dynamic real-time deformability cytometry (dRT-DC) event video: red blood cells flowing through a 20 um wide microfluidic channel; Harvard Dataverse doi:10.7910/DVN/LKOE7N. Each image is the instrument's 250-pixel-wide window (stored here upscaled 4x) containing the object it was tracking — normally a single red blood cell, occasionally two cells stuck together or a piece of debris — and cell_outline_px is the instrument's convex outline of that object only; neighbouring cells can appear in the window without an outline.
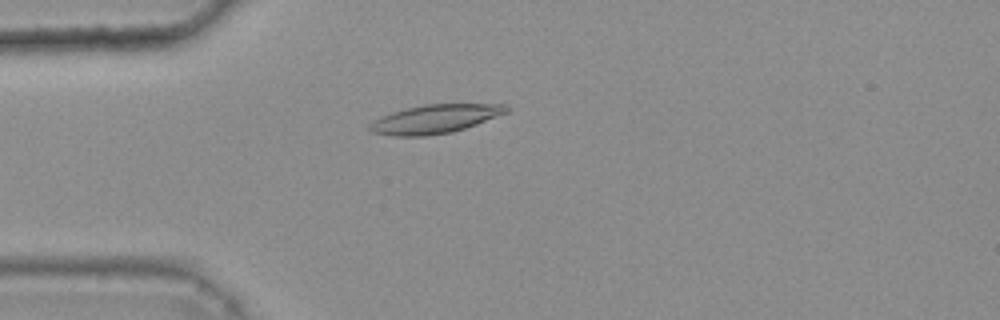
{"species": "common noctule bat (a hibernating species)", "species_latin": "Nyctalus noctula", "temperature_condition": "warm", "stored_images_in_passage": 39, "camera_frame_rate_fps": 3000, "um_per_image_px": 0.085, "animal": {"sex": "female", "body_mass_g": 25.1}, "frame": {"image": 1, "passage_image": 5, "time_ms": 1.333, "image_size_px": [1000, 320], "cell_outline_px": [[512, 108], [508, 112], [476, 124], [452, 132], [424, 136], [396, 136], [372, 132], [368, 128], [372, 120], [380, 116], [392, 112], [424, 104], [508, 104]], "centroid_in_image_um": [36.99, 10.1], "position_along_channel_um": 48.0, "area_um2": 22.83}}
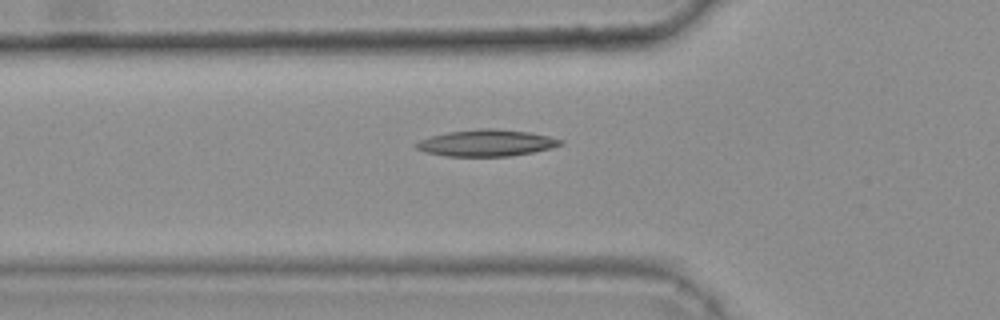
{"frame": {"image": 2, "passage_image": 9, "time_ms": 2.667, "image_size_px": [1000, 320], "cell_outline_px": [[564, 144], [532, 152], [508, 156], [444, 156], [424, 152], [416, 148], [416, 144], [420, 140], [432, 136], [448, 132], [476, 128], [496, 128], [528, 132], [548, 136], [564, 140]], "centroid_in_image_um": [41.34, 12.14], "position_along_channel_um": 84.5, "area_um2": 22.25}}
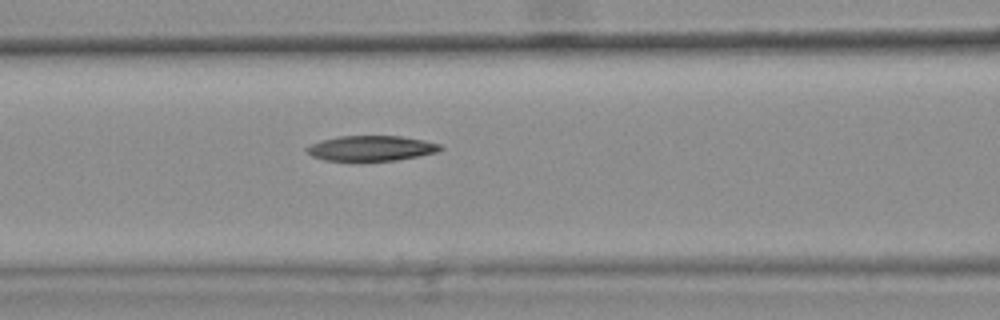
{"frame": {"image": 3, "passage_image": 13, "time_ms": 4.0, "image_size_px": [1000, 320], "cell_outline_px": [[444, 148], [436, 152], [396, 160], [324, 160], [312, 156], [304, 148], [308, 144], [320, 140], [340, 136], [400, 136], [424, 140], [440, 144]], "centroid_in_image_um": [31.51, 12.59], "position_along_channel_um": 135.1, "area_um2": 19.48}}